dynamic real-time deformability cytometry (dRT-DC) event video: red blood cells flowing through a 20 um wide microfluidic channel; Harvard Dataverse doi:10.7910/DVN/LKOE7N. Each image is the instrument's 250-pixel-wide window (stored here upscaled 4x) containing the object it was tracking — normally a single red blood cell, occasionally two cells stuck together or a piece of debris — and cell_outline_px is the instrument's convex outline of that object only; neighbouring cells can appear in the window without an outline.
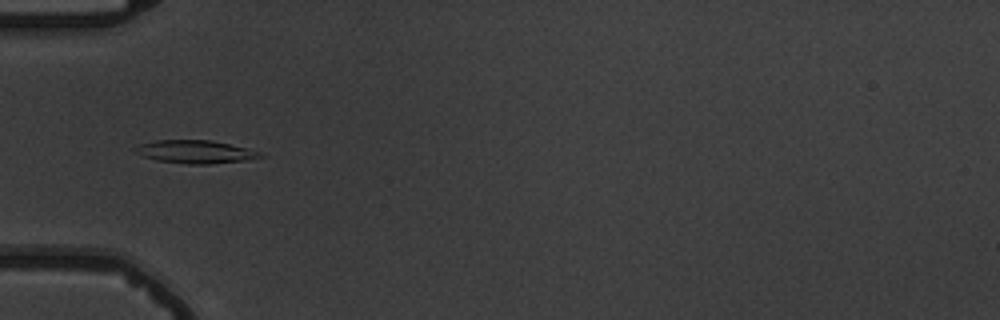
{"species": "common noctule bat (a hibernating species)", "species_latin": "Nyctalus noctula", "temperature_condition": "warm", "stored_images_in_passage": 11, "camera_frame_rate_fps": 3000, "um_per_image_px": 0.085, "animal": {"sex": "male", "body_mass_g": 19.5, "forearm_length_mm": 54.6}, "frame": {"image": 1, "passage_image": 5, "time_ms": 5.667, "image_size_px": [1000, 320], "cell_outline_px": [[264, 156], [248, 160], [208, 164], [188, 164], [156, 160], [132, 152], [132, 148], [140, 144], [156, 140], [212, 140], [260, 152]], "centroid_in_image_um": [16.54, 12.9], "position_along_channel_um": 68.5, "area_um2": 16.7}}
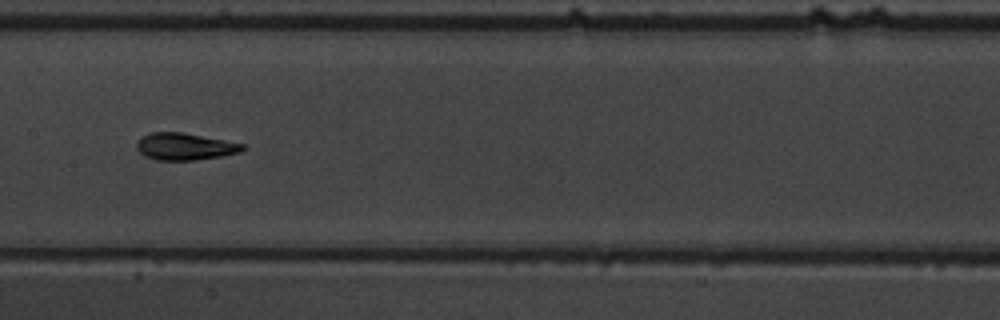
{"frame": {"image": 2, "passage_image": 8, "time_ms": 9.0, "image_size_px": [1000, 320], "cell_outline_px": [[248, 148], [240, 152], [220, 156], [196, 160], [156, 160], [144, 156], [136, 148], [136, 144], [144, 136], [152, 132], [184, 132], [244, 144]], "centroid_in_image_um": [15.73, 12.46], "position_along_channel_um": 191.7, "area_um2": 16.65}}
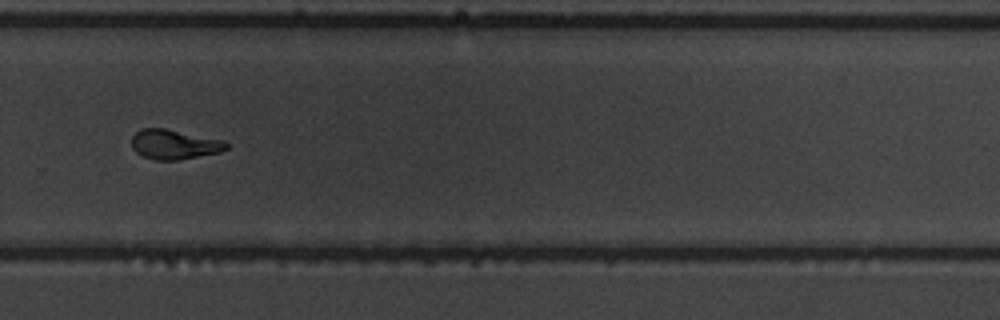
{"frame": {"image": 3, "passage_image": 11, "time_ms": 12.333, "image_size_px": [1000, 320], "cell_outline_px": [[228, 148], [220, 152], [180, 160], [156, 160], [144, 156], [136, 152], [132, 148], [132, 136], [136, 132], [144, 128], [164, 128], [224, 140], [228, 144]], "centroid_in_image_um": [14.82, 12.28], "position_along_channel_um": 315.0, "area_um2": 16.36}}